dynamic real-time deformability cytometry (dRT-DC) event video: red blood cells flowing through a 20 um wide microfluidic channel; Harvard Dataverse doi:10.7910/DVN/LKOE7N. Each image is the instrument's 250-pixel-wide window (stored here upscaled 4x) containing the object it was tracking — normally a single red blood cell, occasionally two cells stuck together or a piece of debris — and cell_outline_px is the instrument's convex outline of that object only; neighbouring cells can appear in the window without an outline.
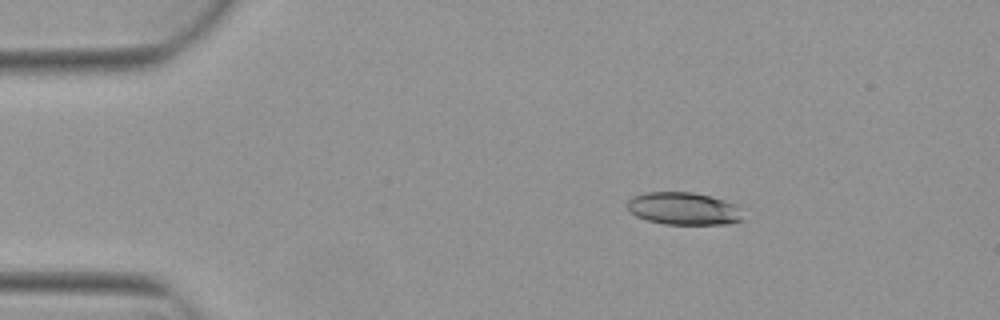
{"species": "Egyptian fruit bat (a non-hibernating species)", "species_latin": "Rousettus aegyptiacus", "temperature_condition": "warm", "stored_images_in_passage": 2, "camera_frame_rate_fps": 3000, "um_per_image_px": 0.085, "animal": {"sex": "female"}, "frame": {"image": 1, "passage_image": 1, "time_ms": 0.0, "image_size_px": [1000, 320], "cell_outline_px": [[744, 220], [728, 224], [664, 224], [648, 220], [636, 216], [628, 212], [628, 200], [632, 196], [644, 192], [692, 192], [712, 196], [736, 204]], "centroid_in_image_um": [58.1, 17.73], "position_along_channel_um": 26.9, "area_um2": 22.08}}